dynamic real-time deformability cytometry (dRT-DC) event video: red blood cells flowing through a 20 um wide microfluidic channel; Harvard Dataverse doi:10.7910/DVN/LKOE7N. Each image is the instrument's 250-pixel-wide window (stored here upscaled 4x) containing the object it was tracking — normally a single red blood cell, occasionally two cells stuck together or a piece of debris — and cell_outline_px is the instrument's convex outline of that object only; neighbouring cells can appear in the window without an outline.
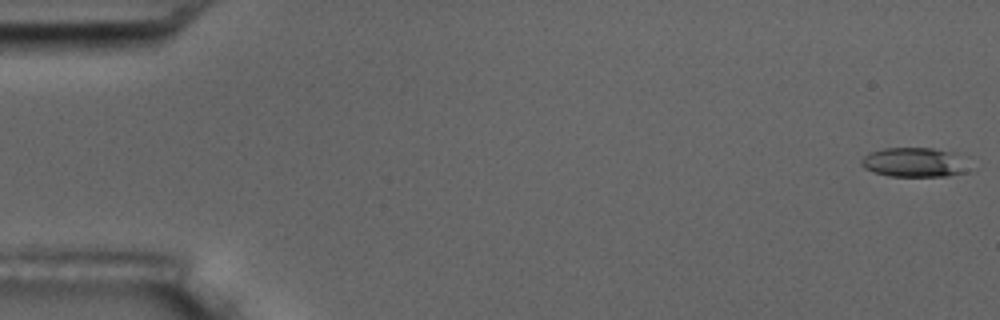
{"species": "common noctule bat (a hibernating species)", "species_latin": "Nyctalus noctula", "temperature_condition": "room temperature", "stored_images_in_passage": 5, "camera_frame_rate_fps": 3000, "um_per_image_px": 0.085, "animal": {"sex": "male", "body_mass_g": 17.5, "forearm_length_mm": 52.3}, "frame": {"image": 1, "passage_image": 1, "time_ms": 0.0, "image_size_px": [1000, 320], "cell_outline_px": [[968, 172], [948, 176], [888, 176], [872, 172], [864, 168], [860, 164], [860, 160], [868, 152], [884, 148], [932, 148], [956, 152]], "centroid_in_image_um": [77.63, 13.8], "position_along_channel_um": 7.4, "area_um2": 18.44}}
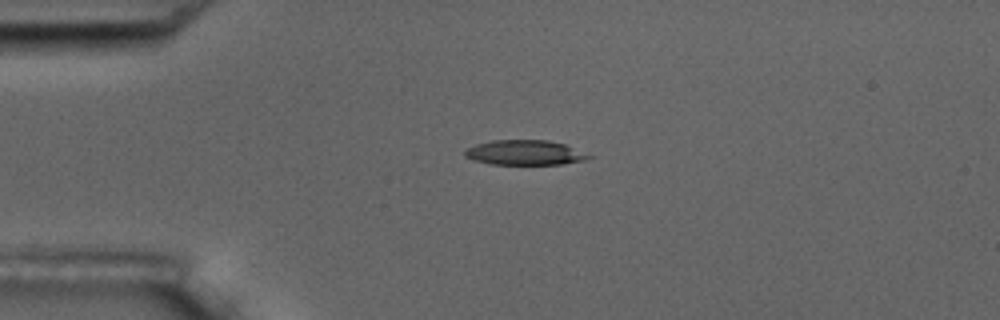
{"frame": {"image": 2, "passage_image": 4, "time_ms": 4.333, "image_size_px": [1000, 320], "cell_outline_px": [[596, 156], [584, 160], [560, 164], [492, 164], [476, 160], [464, 156], [464, 148], [476, 144], [492, 140], [548, 140], [564, 144]], "centroid_in_image_um": [44.62, 12.96], "position_along_channel_um": 40.4, "area_um2": 17.98}}